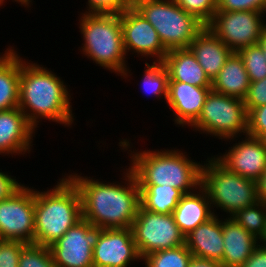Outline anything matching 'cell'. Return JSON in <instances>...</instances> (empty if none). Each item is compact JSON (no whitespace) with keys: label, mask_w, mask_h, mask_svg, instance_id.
Returning a JSON list of instances; mask_svg holds the SVG:
<instances>
[{"label":"cell","mask_w":266,"mask_h":267,"mask_svg":"<svg viewBox=\"0 0 266 267\" xmlns=\"http://www.w3.org/2000/svg\"><path fill=\"white\" fill-rule=\"evenodd\" d=\"M119 171L123 172L120 182L65 172L79 190L83 219L102 229L131 228L140 207V189L133 171L126 165Z\"/></svg>","instance_id":"6da1fadb"},{"label":"cell","mask_w":266,"mask_h":267,"mask_svg":"<svg viewBox=\"0 0 266 267\" xmlns=\"http://www.w3.org/2000/svg\"><path fill=\"white\" fill-rule=\"evenodd\" d=\"M53 71L21 57L18 107L36 130L42 120L69 128L77 120L72 109L73 93L65 80Z\"/></svg>","instance_id":"7a4b0ae2"},{"label":"cell","mask_w":266,"mask_h":267,"mask_svg":"<svg viewBox=\"0 0 266 267\" xmlns=\"http://www.w3.org/2000/svg\"><path fill=\"white\" fill-rule=\"evenodd\" d=\"M118 146L122 152L129 154L128 165L139 185H169L187 194L195 191L201 184L203 161L200 163L193 160L183 149L173 147L136 150L127 138L120 139Z\"/></svg>","instance_id":"3957f363"},{"label":"cell","mask_w":266,"mask_h":267,"mask_svg":"<svg viewBox=\"0 0 266 267\" xmlns=\"http://www.w3.org/2000/svg\"><path fill=\"white\" fill-rule=\"evenodd\" d=\"M50 189L35 188L34 244L50 247L82 217V202L77 186L64 173Z\"/></svg>","instance_id":"277c9868"},{"label":"cell","mask_w":266,"mask_h":267,"mask_svg":"<svg viewBox=\"0 0 266 267\" xmlns=\"http://www.w3.org/2000/svg\"><path fill=\"white\" fill-rule=\"evenodd\" d=\"M78 15V28L83 42L78 47L79 52L95 66L115 73L125 82L126 79L130 80L133 72L123 46L120 14Z\"/></svg>","instance_id":"5b68a950"},{"label":"cell","mask_w":266,"mask_h":267,"mask_svg":"<svg viewBox=\"0 0 266 267\" xmlns=\"http://www.w3.org/2000/svg\"><path fill=\"white\" fill-rule=\"evenodd\" d=\"M210 155L202 162L200 186L207 193L214 215H218V209L224 213L220 214L221 217H231L238 210L259 201L254 180L229 171L213 153Z\"/></svg>","instance_id":"8992f818"},{"label":"cell","mask_w":266,"mask_h":267,"mask_svg":"<svg viewBox=\"0 0 266 267\" xmlns=\"http://www.w3.org/2000/svg\"><path fill=\"white\" fill-rule=\"evenodd\" d=\"M134 8L155 28L167 51L189 48L206 26L174 0H134Z\"/></svg>","instance_id":"52a82bcc"},{"label":"cell","mask_w":266,"mask_h":267,"mask_svg":"<svg viewBox=\"0 0 266 267\" xmlns=\"http://www.w3.org/2000/svg\"><path fill=\"white\" fill-rule=\"evenodd\" d=\"M247 115L243 100L211 89L198 119L189 128L223 142L247 134Z\"/></svg>","instance_id":"ba28073f"},{"label":"cell","mask_w":266,"mask_h":267,"mask_svg":"<svg viewBox=\"0 0 266 267\" xmlns=\"http://www.w3.org/2000/svg\"><path fill=\"white\" fill-rule=\"evenodd\" d=\"M131 229L141 258L155 251L185 244V235L172 214L153 213L140 206Z\"/></svg>","instance_id":"9c48e42d"},{"label":"cell","mask_w":266,"mask_h":267,"mask_svg":"<svg viewBox=\"0 0 266 267\" xmlns=\"http://www.w3.org/2000/svg\"><path fill=\"white\" fill-rule=\"evenodd\" d=\"M25 185L0 201V240L34 243L35 188Z\"/></svg>","instance_id":"30bf717a"},{"label":"cell","mask_w":266,"mask_h":267,"mask_svg":"<svg viewBox=\"0 0 266 267\" xmlns=\"http://www.w3.org/2000/svg\"><path fill=\"white\" fill-rule=\"evenodd\" d=\"M230 50L258 44L266 28L263 12L235 11L216 12L206 25Z\"/></svg>","instance_id":"8fae6325"},{"label":"cell","mask_w":266,"mask_h":267,"mask_svg":"<svg viewBox=\"0 0 266 267\" xmlns=\"http://www.w3.org/2000/svg\"><path fill=\"white\" fill-rule=\"evenodd\" d=\"M102 230L84 219L69 228L49 247L56 267H94L92 251Z\"/></svg>","instance_id":"7c38bea8"},{"label":"cell","mask_w":266,"mask_h":267,"mask_svg":"<svg viewBox=\"0 0 266 267\" xmlns=\"http://www.w3.org/2000/svg\"><path fill=\"white\" fill-rule=\"evenodd\" d=\"M123 46L127 58L137 55L146 61H163L168 53L155 28L134 8L120 13ZM129 56V57H128ZM152 59V60H151Z\"/></svg>","instance_id":"4fadbf2b"},{"label":"cell","mask_w":266,"mask_h":267,"mask_svg":"<svg viewBox=\"0 0 266 267\" xmlns=\"http://www.w3.org/2000/svg\"><path fill=\"white\" fill-rule=\"evenodd\" d=\"M225 143L232 146L213 156L229 171L256 182L266 169V148L261 139L246 134L227 139Z\"/></svg>","instance_id":"5bb4252c"},{"label":"cell","mask_w":266,"mask_h":267,"mask_svg":"<svg viewBox=\"0 0 266 267\" xmlns=\"http://www.w3.org/2000/svg\"><path fill=\"white\" fill-rule=\"evenodd\" d=\"M92 255L94 267H130L142 262L131 228L103 229Z\"/></svg>","instance_id":"9a60e30c"},{"label":"cell","mask_w":266,"mask_h":267,"mask_svg":"<svg viewBox=\"0 0 266 267\" xmlns=\"http://www.w3.org/2000/svg\"><path fill=\"white\" fill-rule=\"evenodd\" d=\"M36 131L19 107L0 111V155L30 154Z\"/></svg>","instance_id":"2e32d148"},{"label":"cell","mask_w":266,"mask_h":267,"mask_svg":"<svg viewBox=\"0 0 266 267\" xmlns=\"http://www.w3.org/2000/svg\"><path fill=\"white\" fill-rule=\"evenodd\" d=\"M211 87H200L181 81H169L166 106L172 111L176 127H190L199 117Z\"/></svg>","instance_id":"e0dca14e"},{"label":"cell","mask_w":266,"mask_h":267,"mask_svg":"<svg viewBox=\"0 0 266 267\" xmlns=\"http://www.w3.org/2000/svg\"><path fill=\"white\" fill-rule=\"evenodd\" d=\"M219 214L220 212L185 236V244L193 257L222 261L223 218Z\"/></svg>","instance_id":"ac0fdd59"},{"label":"cell","mask_w":266,"mask_h":267,"mask_svg":"<svg viewBox=\"0 0 266 267\" xmlns=\"http://www.w3.org/2000/svg\"><path fill=\"white\" fill-rule=\"evenodd\" d=\"M189 49L211 81L233 53L207 26L191 41Z\"/></svg>","instance_id":"d6986e66"},{"label":"cell","mask_w":266,"mask_h":267,"mask_svg":"<svg viewBox=\"0 0 266 267\" xmlns=\"http://www.w3.org/2000/svg\"><path fill=\"white\" fill-rule=\"evenodd\" d=\"M260 241L230 217L223 218V267H240Z\"/></svg>","instance_id":"ffe728a7"},{"label":"cell","mask_w":266,"mask_h":267,"mask_svg":"<svg viewBox=\"0 0 266 267\" xmlns=\"http://www.w3.org/2000/svg\"><path fill=\"white\" fill-rule=\"evenodd\" d=\"M175 223L186 236L200 224L214 216L206 191L199 186L184 194L172 213Z\"/></svg>","instance_id":"44dd1931"},{"label":"cell","mask_w":266,"mask_h":267,"mask_svg":"<svg viewBox=\"0 0 266 267\" xmlns=\"http://www.w3.org/2000/svg\"><path fill=\"white\" fill-rule=\"evenodd\" d=\"M162 62L168 71L169 81H181L200 87L212 86V81L189 48L168 51Z\"/></svg>","instance_id":"7402d4cb"},{"label":"cell","mask_w":266,"mask_h":267,"mask_svg":"<svg viewBox=\"0 0 266 267\" xmlns=\"http://www.w3.org/2000/svg\"><path fill=\"white\" fill-rule=\"evenodd\" d=\"M21 56L10 45L0 52V111L19 106Z\"/></svg>","instance_id":"603a6c76"},{"label":"cell","mask_w":266,"mask_h":267,"mask_svg":"<svg viewBox=\"0 0 266 267\" xmlns=\"http://www.w3.org/2000/svg\"><path fill=\"white\" fill-rule=\"evenodd\" d=\"M250 81L242 57L233 52L212 80L211 89L215 92L241 100L247 95Z\"/></svg>","instance_id":"cb8c5ba5"},{"label":"cell","mask_w":266,"mask_h":267,"mask_svg":"<svg viewBox=\"0 0 266 267\" xmlns=\"http://www.w3.org/2000/svg\"><path fill=\"white\" fill-rule=\"evenodd\" d=\"M140 206L150 212L172 214L184 193L169 185H139Z\"/></svg>","instance_id":"d4e9b609"},{"label":"cell","mask_w":266,"mask_h":267,"mask_svg":"<svg viewBox=\"0 0 266 267\" xmlns=\"http://www.w3.org/2000/svg\"><path fill=\"white\" fill-rule=\"evenodd\" d=\"M144 71V72H143ZM142 71L140 90L150 97L160 101L164 99L166 103L168 94L169 75L168 71L162 61H150V64L146 61L145 68Z\"/></svg>","instance_id":"484cf974"},{"label":"cell","mask_w":266,"mask_h":267,"mask_svg":"<svg viewBox=\"0 0 266 267\" xmlns=\"http://www.w3.org/2000/svg\"><path fill=\"white\" fill-rule=\"evenodd\" d=\"M259 241L266 233V204L260 201L238 210L230 217Z\"/></svg>","instance_id":"4316f807"},{"label":"cell","mask_w":266,"mask_h":267,"mask_svg":"<svg viewBox=\"0 0 266 267\" xmlns=\"http://www.w3.org/2000/svg\"><path fill=\"white\" fill-rule=\"evenodd\" d=\"M193 255L186 244L152 252L142 258L144 267H188Z\"/></svg>","instance_id":"83f0119b"},{"label":"cell","mask_w":266,"mask_h":267,"mask_svg":"<svg viewBox=\"0 0 266 267\" xmlns=\"http://www.w3.org/2000/svg\"><path fill=\"white\" fill-rule=\"evenodd\" d=\"M238 54L242 57L250 82L266 77V59L259 44L241 48Z\"/></svg>","instance_id":"f1b7e54d"},{"label":"cell","mask_w":266,"mask_h":267,"mask_svg":"<svg viewBox=\"0 0 266 267\" xmlns=\"http://www.w3.org/2000/svg\"><path fill=\"white\" fill-rule=\"evenodd\" d=\"M18 267H56L49 247L26 244L20 253Z\"/></svg>","instance_id":"f546056e"},{"label":"cell","mask_w":266,"mask_h":267,"mask_svg":"<svg viewBox=\"0 0 266 267\" xmlns=\"http://www.w3.org/2000/svg\"><path fill=\"white\" fill-rule=\"evenodd\" d=\"M184 11L207 25L217 11V0H174Z\"/></svg>","instance_id":"4dcf8cb0"},{"label":"cell","mask_w":266,"mask_h":267,"mask_svg":"<svg viewBox=\"0 0 266 267\" xmlns=\"http://www.w3.org/2000/svg\"><path fill=\"white\" fill-rule=\"evenodd\" d=\"M86 4L80 14H120L134 7V0H87Z\"/></svg>","instance_id":"1f68e13d"},{"label":"cell","mask_w":266,"mask_h":267,"mask_svg":"<svg viewBox=\"0 0 266 267\" xmlns=\"http://www.w3.org/2000/svg\"><path fill=\"white\" fill-rule=\"evenodd\" d=\"M266 0H217L216 12L258 11L263 12Z\"/></svg>","instance_id":"d6a6232c"},{"label":"cell","mask_w":266,"mask_h":267,"mask_svg":"<svg viewBox=\"0 0 266 267\" xmlns=\"http://www.w3.org/2000/svg\"><path fill=\"white\" fill-rule=\"evenodd\" d=\"M26 244L0 240V267H18L20 253Z\"/></svg>","instance_id":"836d02e7"},{"label":"cell","mask_w":266,"mask_h":267,"mask_svg":"<svg viewBox=\"0 0 266 267\" xmlns=\"http://www.w3.org/2000/svg\"><path fill=\"white\" fill-rule=\"evenodd\" d=\"M247 134L257 138L266 134V104L248 112Z\"/></svg>","instance_id":"e575fe53"},{"label":"cell","mask_w":266,"mask_h":267,"mask_svg":"<svg viewBox=\"0 0 266 267\" xmlns=\"http://www.w3.org/2000/svg\"><path fill=\"white\" fill-rule=\"evenodd\" d=\"M243 101L247 113L253 108L266 104V77L256 82H250L247 95Z\"/></svg>","instance_id":"d590c367"},{"label":"cell","mask_w":266,"mask_h":267,"mask_svg":"<svg viewBox=\"0 0 266 267\" xmlns=\"http://www.w3.org/2000/svg\"><path fill=\"white\" fill-rule=\"evenodd\" d=\"M10 174L9 171L0 169V201L11 197L24 185L16 179V176Z\"/></svg>","instance_id":"8d00e7d4"},{"label":"cell","mask_w":266,"mask_h":267,"mask_svg":"<svg viewBox=\"0 0 266 267\" xmlns=\"http://www.w3.org/2000/svg\"><path fill=\"white\" fill-rule=\"evenodd\" d=\"M240 267H266V246L259 243Z\"/></svg>","instance_id":"74e56055"},{"label":"cell","mask_w":266,"mask_h":267,"mask_svg":"<svg viewBox=\"0 0 266 267\" xmlns=\"http://www.w3.org/2000/svg\"><path fill=\"white\" fill-rule=\"evenodd\" d=\"M188 267H223L219 261L192 257Z\"/></svg>","instance_id":"f35d334b"},{"label":"cell","mask_w":266,"mask_h":267,"mask_svg":"<svg viewBox=\"0 0 266 267\" xmlns=\"http://www.w3.org/2000/svg\"><path fill=\"white\" fill-rule=\"evenodd\" d=\"M258 200L266 204V169L262 176L256 181Z\"/></svg>","instance_id":"ab89813d"},{"label":"cell","mask_w":266,"mask_h":267,"mask_svg":"<svg viewBox=\"0 0 266 267\" xmlns=\"http://www.w3.org/2000/svg\"><path fill=\"white\" fill-rule=\"evenodd\" d=\"M7 0H0V8L4 5V7H5V4L7 3L6 2ZM9 1V0H8ZM11 1H13L14 3L16 2V4H19V5H21V7H25V9L27 8H30L31 7V5H33L32 3V1L33 0H11ZM5 2V3H4Z\"/></svg>","instance_id":"60d3db41"},{"label":"cell","mask_w":266,"mask_h":267,"mask_svg":"<svg viewBox=\"0 0 266 267\" xmlns=\"http://www.w3.org/2000/svg\"><path fill=\"white\" fill-rule=\"evenodd\" d=\"M258 44L261 46L266 59V28L264 29Z\"/></svg>","instance_id":"b9f144b4"},{"label":"cell","mask_w":266,"mask_h":267,"mask_svg":"<svg viewBox=\"0 0 266 267\" xmlns=\"http://www.w3.org/2000/svg\"><path fill=\"white\" fill-rule=\"evenodd\" d=\"M264 147L266 148V134H263L261 137H260Z\"/></svg>","instance_id":"7bdbcfd3"},{"label":"cell","mask_w":266,"mask_h":267,"mask_svg":"<svg viewBox=\"0 0 266 267\" xmlns=\"http://www.w3.org/2000/svg\"><path fill=\"white\" fill-rule=\"evenodd\" d=\"M260 243L264 246H266V233L264 235V237L261 239Z\"/></svg>","instance_id":"ee69618b"},{"label":"cell","mask_w":266,"mask_h":267,"mask_svg":"<svg viewBox=\"0 0 266 267\" xmlns=\"http://www.w3.org/2000/svg\"><path fill=\"white\" fill-rule=\"evenodd\" d=\"M263 14H264V16H265V18H266V6H265V8H264V10H263Z\"/></svg>","instance_id":"f6af8a7d"}]
</instances>
